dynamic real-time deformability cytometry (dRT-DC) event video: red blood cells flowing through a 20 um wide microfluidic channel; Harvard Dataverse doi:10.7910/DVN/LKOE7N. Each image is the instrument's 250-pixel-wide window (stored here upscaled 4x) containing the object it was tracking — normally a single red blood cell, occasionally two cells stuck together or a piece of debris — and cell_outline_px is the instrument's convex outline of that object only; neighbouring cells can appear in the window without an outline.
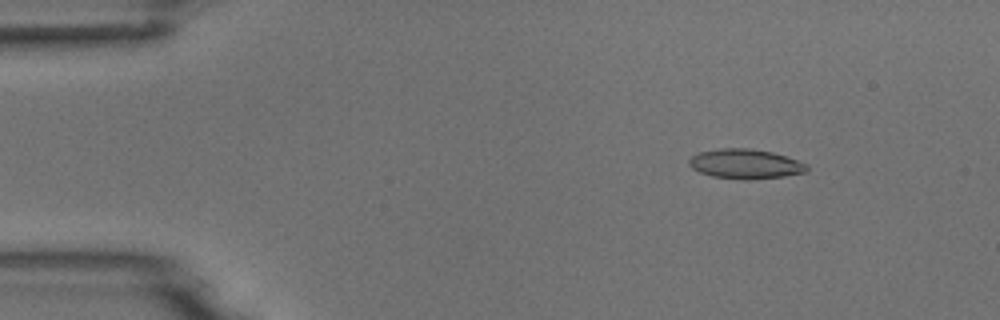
{"species": "common noctule bat (a hibernating species)", "species_latin": "Nyctalus noctula", "temperature_condition": "room temperature", "stored_images_in_passage": 4, "camera_frame_rate_fps": 3000, "um_per_image_px": 0.085, "animal": {"sex": "male", "body_mass_g": 18.8}, "frame": {"image": 1, "passage_image": 2, "time_ms": 1.333, "image_size_px": [1000, 320], "cell_outline_px": [[808, 172], [784, 176], [748, 180], [744, 180], [712, 176], [700, 172], [692, 168], [688, 164], [688, 160], [692, 156], [700, 152], [720, 148], [752, 148], [772, 152], [808, 164]], "centroid_in_image_um": [63.36, 13.93], "position_along_channel_um": 21.6, "area_um2": 20.4}}